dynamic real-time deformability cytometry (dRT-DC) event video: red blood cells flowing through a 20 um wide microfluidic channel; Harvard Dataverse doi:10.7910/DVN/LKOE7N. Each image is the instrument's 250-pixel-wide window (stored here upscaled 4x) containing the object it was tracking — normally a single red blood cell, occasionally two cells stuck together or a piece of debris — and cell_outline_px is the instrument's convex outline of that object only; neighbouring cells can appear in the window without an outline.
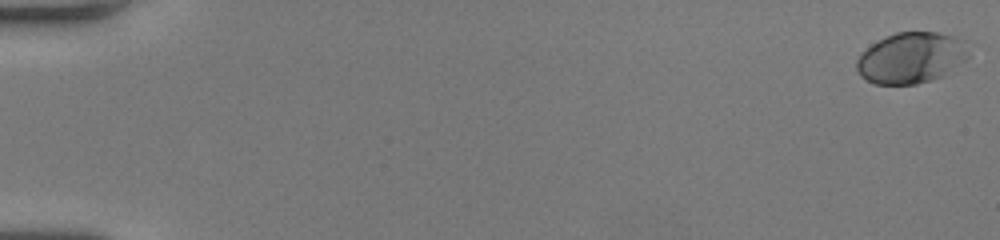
{"species": "human", "species_latin": "Homo sapiens", "temperature_condition": "room temperature", "stored_images_in_passage": 54, "camera_frame_rate_fps": 3000, "um_per_image_px": 0.085, "donor": {"sex": "female"}, "frame": {"image": 1, "passage_image": 1, "time_ms": 0.0, "image_size_px": [1000, 240], "cell_outline_px": [[968, 56], [964, 60], [944, 76], [916, 84], [876, 84], [860, 76], [856, 68], [856, 60], [860, 52], [884, 36], [896, 32], [936, 32], [956, 36], [964, 40]], "centroid_in_image_um": [77.41, 4.91], "position_along_channel_um": 7.6, "area_um2": 33.35}}
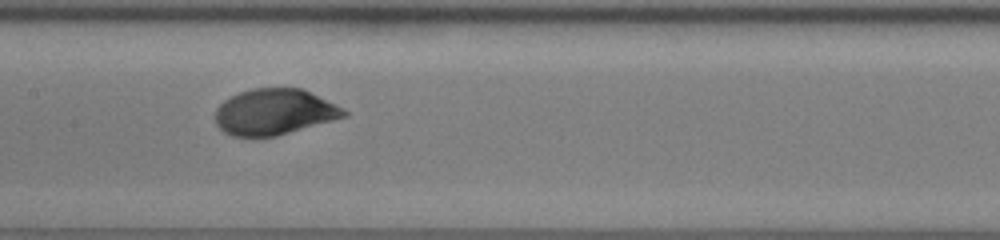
{"frame": {"image": 2, "passage_image": 29, "time_ms": 9.333, "image_size_px": [1000, 240], "cell_outline_px": [[348, 116], [276, 136], [232, 136], [224, 132], [216, 124], [216, 108], [224, 100], [240, 92], [252, 88], [300, 88], [344, 108], [348, 112]], "centroid_in_image_um": [23.32, 9.52], "position_along_channel_um": 184.1, "area_um2": 34.16}}
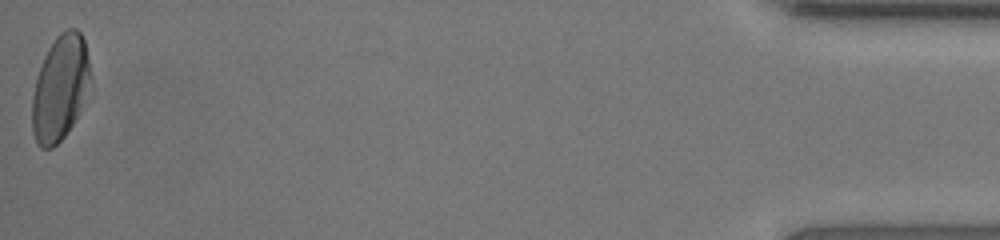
{"frame": {"image": 3, "passage_image": 54, "time_ms": 17.667, "image_size_px": [1000, 240], "cell_outline_px": [[92, 96], [64, 136], [52, 148], [40, 148], [36, 144], [32, 132], [32, 96], [36, 80], [44, 56], [48, 48], [56, 36], [60, 32], [68, 28], [76, 28], [80, 32], [84, 40], [88, 56], [92, 80]], "centroid_in_image_um": [5.17, 7.49], "position_along_channel_um": 430.0, "area_um2": 36.82}, "authors_computed_cell_mechanics": {"area_um2": 33.813, "velocity_mm_per_s": 4.0273, "shape_relaxation_time_tau1_ms": 2.3928, "shape_relaxation_time_tau2_ms": null, "deformation_change_tau1": 0.1617, "deformation_change_tau2": null}}